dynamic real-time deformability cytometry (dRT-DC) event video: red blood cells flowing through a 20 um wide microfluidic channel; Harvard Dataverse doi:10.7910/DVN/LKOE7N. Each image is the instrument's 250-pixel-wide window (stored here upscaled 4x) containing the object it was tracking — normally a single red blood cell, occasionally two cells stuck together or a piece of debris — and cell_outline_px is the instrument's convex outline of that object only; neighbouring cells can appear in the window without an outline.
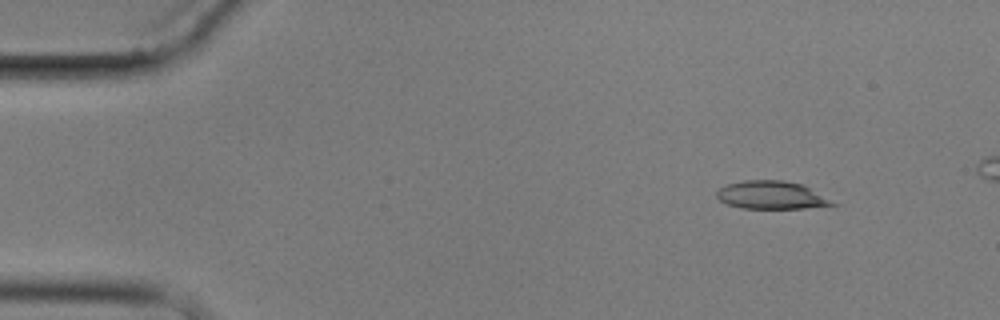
{"species": "common noctule bat (a hibernating species)", "species_latin": "Nyctalus noctula", "temperature_condition": "cold", "stored_images_in_passage": 5, "camera_frame_rate_fps": 3000, "um_per_image_px": 0.085, "animal": {"sex": "male", "body_mass_g": 17.9}, "frame": {"image": 1, "passage_image": 1, "time_ms": 0.0, "image_size_px": [1000, 320], "cell_outline_px": [[840, 204], [804, 208], [740, 208], [728, 204], [720, 200], [716, 196], [716, 192], [720, 188], [728, 184], [744, 180], [784, 180], [804, 184]], "centroid_in_image_um": [65.61, 16.58], "position_along_channel_um": 19.4, "area_um2": 18.96}}
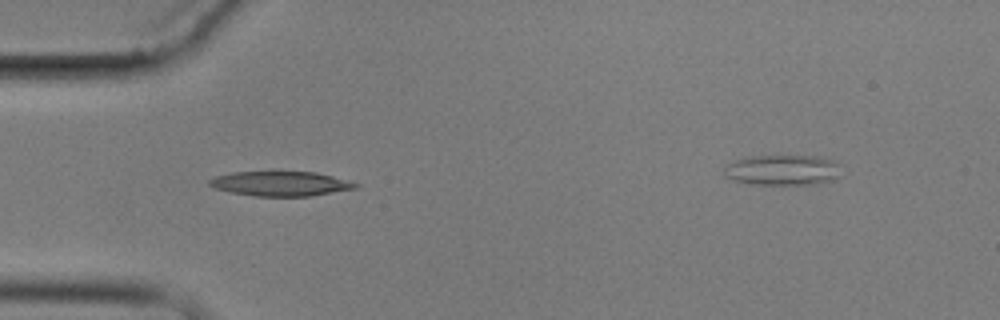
{"frame": {"image": 2, "passage_image": 4, "time_ms": 3.667, "image_size_px": [1000, 320], "cell_outline_px": [[360, 188], [312, 196], [252, 196], [232, 192], [216, 188], [208, 184], [208, 180], [216, 176], [232, 172], [316, 172], [332, 176], [360, 184]], "centroid_in_image_um": [23.89, 15.62], "position_along_channel_um": 61.1, "area_um2": 20.98}}
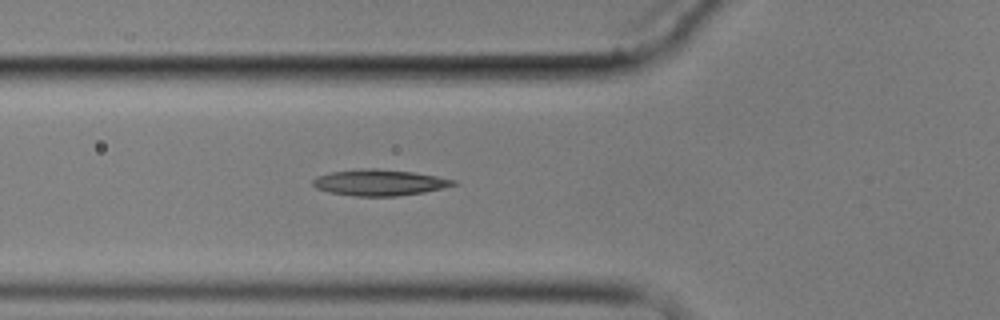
{"frame": {"image": 3, "passage_image": 5, "time_ms": 4.667, "image_size_px": [1000, 320], "cell_outline_px": [[456, 184], [424, 192], [396, 196], [356, 196], [328, 192], [316, 188], [312, 184], [312, 180], [316, 176], [332, 172], [360, 168], [376, 168], [412, 172], [436, 176], [456, 180]], "centroid_in_image_um": [32.2, 15.51], "position_along_channel_um": 93.6, "area_um2": 21.27}}